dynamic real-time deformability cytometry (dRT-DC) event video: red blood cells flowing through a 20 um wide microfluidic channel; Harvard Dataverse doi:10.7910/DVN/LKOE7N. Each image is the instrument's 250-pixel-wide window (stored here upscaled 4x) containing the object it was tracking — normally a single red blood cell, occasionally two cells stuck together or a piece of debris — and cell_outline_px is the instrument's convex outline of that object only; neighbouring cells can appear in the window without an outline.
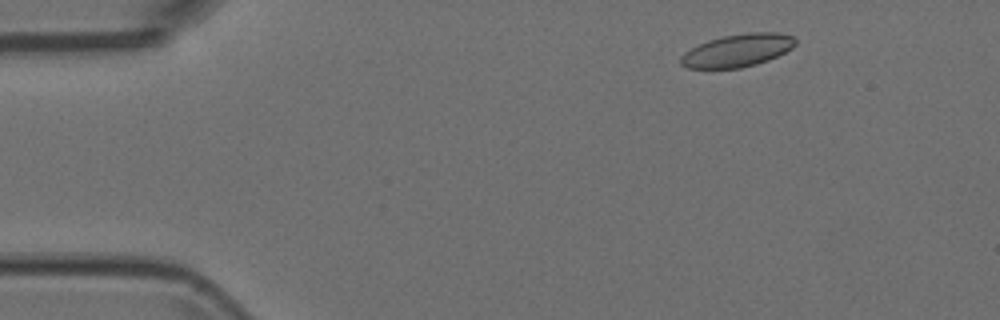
{"species": "Egyptian fruit bat (a non-hibernating species)", "species_latin": "Rousettus aegyptiacus", "temperature_condition": "room temperature", "stored_images_in_passage": 7, "camera_frame_rate_fps": 3000, "um_per_image_px": 0.085, "animal": {"sex": "female"}, "frame": {"image": 1, "passage_image": 2, "time_ms": 0.333, "image_size_px": [1000, 320], "cell_outline_px": [[796, 44], [792, 48], [768, 60], [756, 64], [740, 68], [688, 68], [680, 64], [680, 56], [684, 52], [708, 40], [724, 36], [748, 32], [776, 32], [796, 36]], "centroid_in_image_um": [62.71, 4.28], "position_along_channel_um": 22.3, "area_um2": 21.85}}
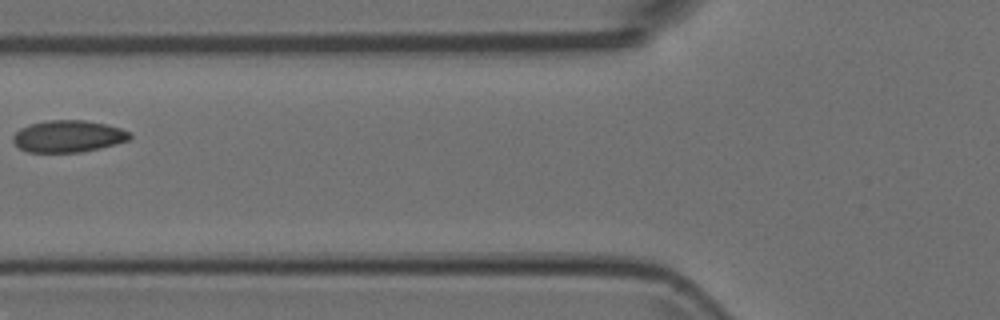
{"frame": {"image": 2, "passage_image": 6, "time_ms": 1.667, "image_size_px": [1000, 320], "cell_outline_px": [[132, 136], [128, 140], [100, 148], [80, 152], [28, 152], [20, 148], [12, 140], [12, 136], [20, 128], [28, 124], [48, 120], [84, 120], [104, 124], [120, 128], [132, 132]], "centroid_in_image_um": [5.78, 11.58], "position_along_channel_um": 120.0, "area_um2": 21.68}}
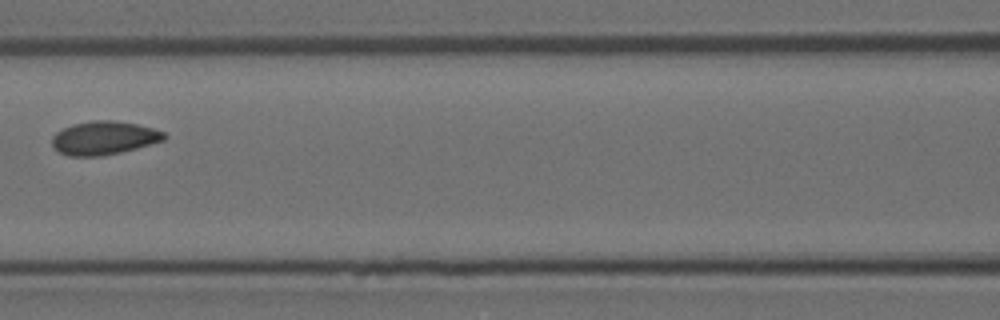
{"frame": {"image": 3, "passage_image": 7, "time_ms": 2.0, "image_size_px": [1000, 320], "cell_outline_px": [[168, 136], [164, 140], [136, 148], [120, 152], [100, 156], [68, 156], [60, 152], [52, 144], [52, 136], [56, 132], [72, 124], [92, 120], [116, 120], [136, 124], [152, 128], [164, 132]], "centroid_in_image_um": [8.83, 11.71], "position_along_channel_um": 157.8, "area_um2": 21.79}}